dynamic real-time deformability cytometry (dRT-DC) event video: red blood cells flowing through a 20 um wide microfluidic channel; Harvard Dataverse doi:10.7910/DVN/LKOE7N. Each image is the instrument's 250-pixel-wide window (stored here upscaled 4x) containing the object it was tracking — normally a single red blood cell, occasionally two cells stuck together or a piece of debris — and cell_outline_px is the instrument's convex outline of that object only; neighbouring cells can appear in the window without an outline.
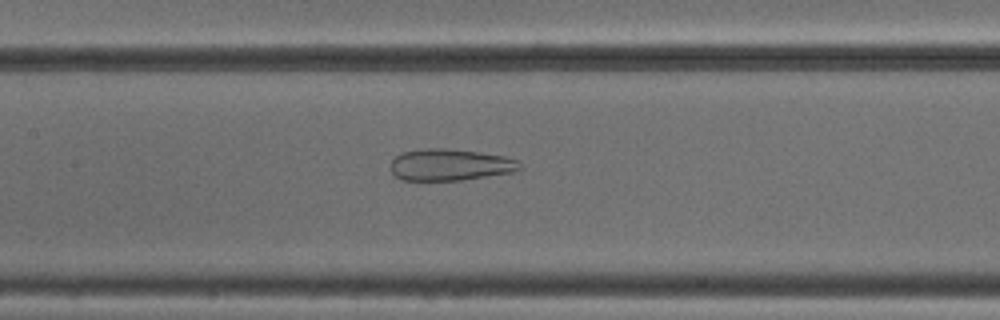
{"species": "common noctule bat (a hibernating species)", "species_latin": "Nyctalus noctula", "temperature_condition": "cold", "stored_images_in_passage": 51, "camera_frame_rate_fps": 3000, "um_per_image_px": 0.085, "animal": {"sex": "male", "body_mass_g": 18.8}, "frame": {"image": 1, "passage_image": 24, "time_ms": 7.667, "image_size_px": [1000, 320], "cell_outline_px": [[520, 168], [512, 172], [460, 180], [400, 180], [392, 172], [392, 160], [400, 152], [424, 148], [444, 148], [480, 152], [504, 156], [516, 160], [520, 164]], "centroid_in_image_um": [38.22, 13.99], "position_along_channel_um": 169.2, "area_um2": 23.64}}
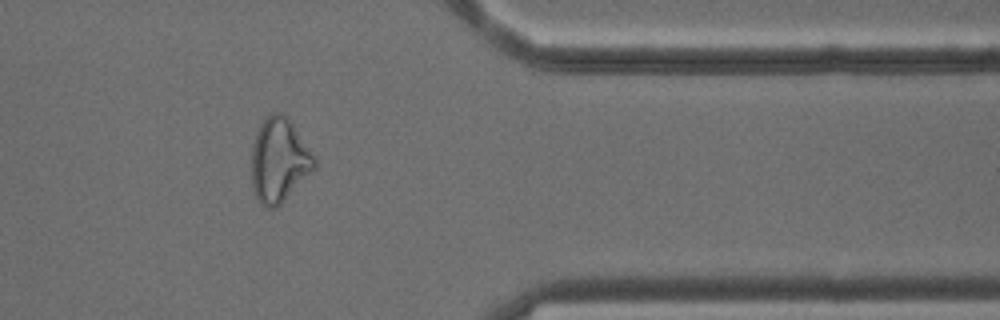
{"frame": {"image": 2, "passage_image": 42, "time_ms": 13.667, "image_size_px": [1000, 320], "cell_outline_px": [[316, 168], [276, 208], [264, 208], [260, 204], [252, 188], [252, 148], [260, 124], [272, 112], [280, 112], [292, 124], [316, 156]], "centroid_in_image_um": [23.73, 13.66], "position_along_channel_um": 387.7, "area_um2": 30.58}}
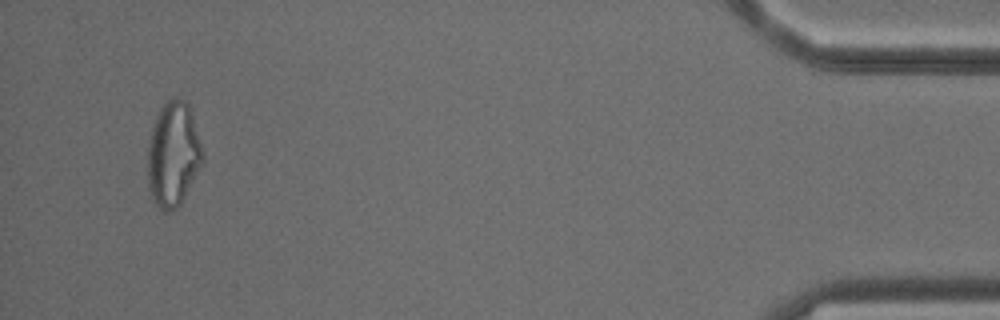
{"frame": {"image": 3, "passage_image": 49, "time_ms": 16.0, "image_size_px": [1000, 320], "cell_outline_px": [[204, 160], [180, 204], [172, 212], [164, 212], [152, 200], [148, 188], [148, 148], [152, 128], [156, 116], [160, 108], [172, 96], [188, 104], [204, 152]], "centroid_in_image_um": [14.71, 13.15], "position_along_channel_um": 420.5, "area_um2": 33.35}}